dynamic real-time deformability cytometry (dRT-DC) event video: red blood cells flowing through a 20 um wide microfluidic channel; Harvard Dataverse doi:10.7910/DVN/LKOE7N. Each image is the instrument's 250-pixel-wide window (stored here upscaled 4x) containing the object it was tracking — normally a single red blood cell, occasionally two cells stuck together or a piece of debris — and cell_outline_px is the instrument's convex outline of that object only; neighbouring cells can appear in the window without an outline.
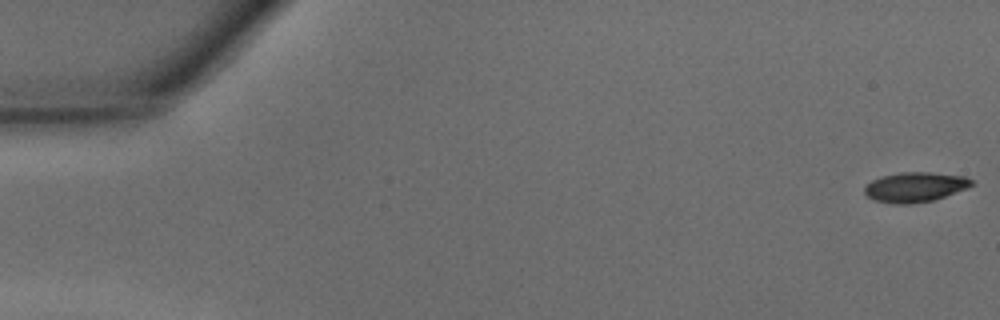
{"species": "common noctule bat (a hibernating species)", "species_latin": "Nyctalus noctula", "temperature_condition": "warm", "stored_images_in_passage": 47, "camera_frame_rate_fps": 3000, "um_per_image_px": 0.085, "animal": {"sex": "male", "body_mass_g": 15.6}, "frame": {"image": 1, "passage_image": 1, "time_ms": 0.0, "image_size_px": [1000, 320], "cell_outline_px": [[976, 184], [968, 188], [932, 200], [912, 204], [896, 204], [872, 200], [864, 192], [864, 188], [872, 180], [880, 176], [904, 172], [932, 172], [964, 176], [972, 180]], "centroid_in_image_um": [77.79, 15.9], "position_along_channel_um": 7.2, "area_um2": 18.67}}
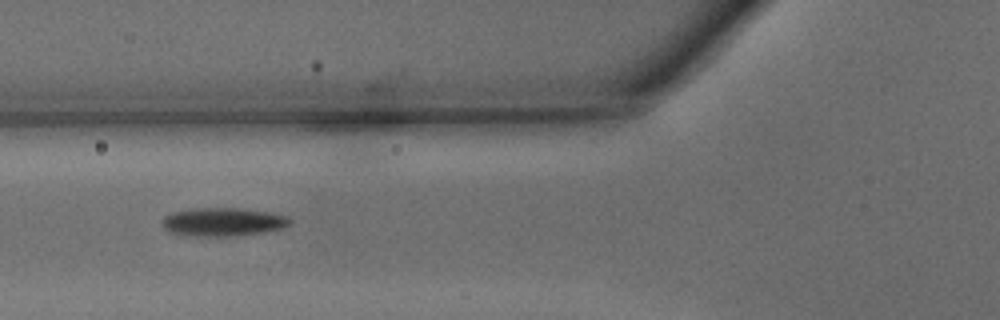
{"frame": {"image": 2, "passage_image": 18, "time_ms": 5.667, "image_size_px": [1000, 320], "cell_outline_px": [[292, 220], [288, 224], [280, 228], [260, 232], [236, 236], [184, 236], [168, 232], [164, 228], [164, 216], [172, 212], [196, 208], [240, 208], [268, 212], [288, 216]], "centroid_in_image_um": [18.91, 18.86], "position_along_channel_um": 106.9, "area_um2": 21.04}}
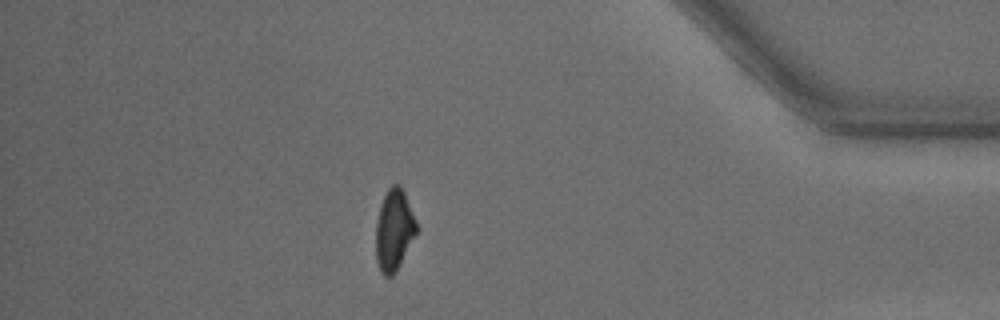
{"frame": {"image": 3, "passage_image": 41, "time_ms": 13.333, "image_size_px": [1000, 320], "cell_outline_px": [[416, 232], [392, 276], [384, 276], [380, 272], [376, 260], [376, 224], [380, 204], [388, 188], [392, 184], [400, 184], [404, 192], [416, 220]], "centroid_in_image_um": [33.46, 19.51], "position_along_channel_um": 401.7, "area_um2": 18.79}, "authors_computed_cell_mechanics": {"area_um2": 19.941, "velocity_mm_per_s": 4.3551, "shape_relaxation_time_tau1_ms": 2.4161, "shape_relaxation_time_tau2_ms": 6.875, "deformation_change_tau1": 0.1196, "deformation_change_tau2": 0.1685}}